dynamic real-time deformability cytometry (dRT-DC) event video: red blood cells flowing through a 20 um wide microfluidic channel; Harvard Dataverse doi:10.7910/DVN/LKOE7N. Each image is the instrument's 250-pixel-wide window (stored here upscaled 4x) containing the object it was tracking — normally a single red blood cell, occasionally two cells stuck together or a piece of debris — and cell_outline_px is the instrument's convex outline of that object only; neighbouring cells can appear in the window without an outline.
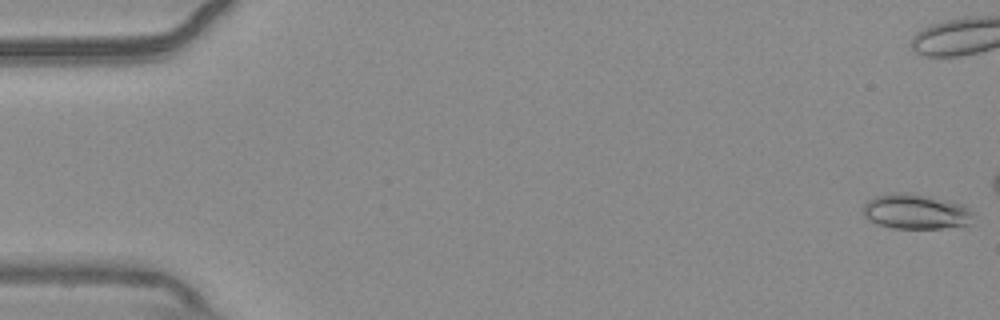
{"species": "common noctule bat (a hibernating species)", "species_latin": "Nyctalus noctula", "temperature_condition": "warm", "stored_images_in_passage": 51, "camera_frame_rate_fps": 3000, "um_per_image_px": 0.085, "animal": {"sex": "male", "body_mass_g": 20.4}, "frame": {"image": 1, "passage_image": 1, "time_ms": 0.0, "image_size_px": [1000, 320], "cell_outline_px": [[968, 224], [940, 228], [892, 228], [868, 220], [864, 216], [864, 204], [868, 200], [876, 196], [892, 192], [908, 192], [932, 196], [964, 204], [968, 208]], "centroid_in_image_um": [77.77, 17.95], "position_along_channel_um": 7.2, "area_um2": 22.2}}
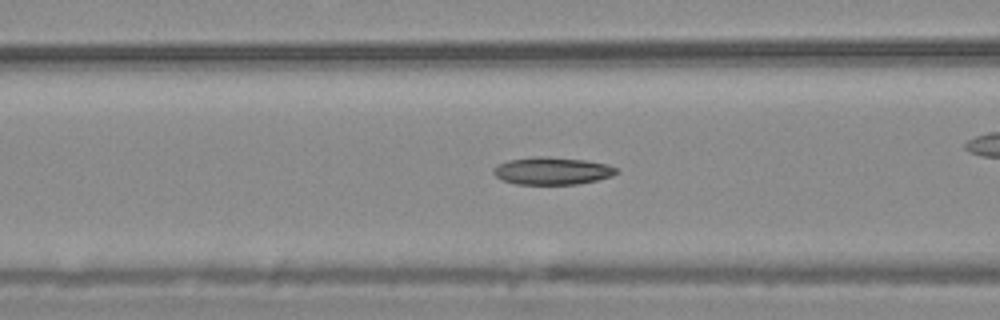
{"frame": {"image": 2, "passage_image": 22, "time_ms": 7.0, "image_size_px": [1000, 320], "cell_outline_px": [[620, 172], [612, 176], [596, 180], [576, 184], [516, 184], [504, 180], [496, 176], [492, 172], [492, 168], [496, 164], [508, 160], [532, 156], [548, 156], [588, 160], [608, 164], [616, 168]], "centroid_in_image_um": [46.93, 14.5], "position_along_channel_um": 119.7, "area_um2": 19.94}}